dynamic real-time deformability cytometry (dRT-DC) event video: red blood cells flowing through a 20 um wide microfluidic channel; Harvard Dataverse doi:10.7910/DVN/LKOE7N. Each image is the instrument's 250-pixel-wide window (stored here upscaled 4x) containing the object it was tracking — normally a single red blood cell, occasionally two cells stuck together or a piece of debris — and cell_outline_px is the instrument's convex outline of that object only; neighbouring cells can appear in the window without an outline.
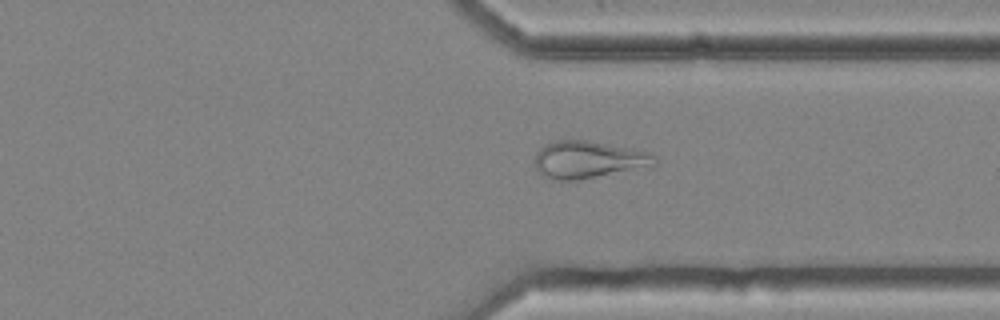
{"species": "common noctule bat (a hibernating species)", "species_latin": "Nyctalus noctula", "temperature_condition": "cold", "stored_images_in_passage": 47, "camera_frame_rate_fps": 3000, "um_per_image_px": 0.085, "animal": {"sex": "female", "body_mass_g": 25.1}, "frame": {"image": 1, "passage_image": 34, "time_ms": 11.0, "image_size_px": [1000, 320], "cell_outline_px": [[656, 164], [652, 168], [576, 180], [552, 180], [540, 172], [536, 168], [536, 152], [544, 144], [556, 140], [584, 140], [636, 148], [652, 152], [656, 156]], "centroid_in_image_um": [50.12, 13.57], "position_along_channel_um": 361.3, "area_um2": 26.65}}
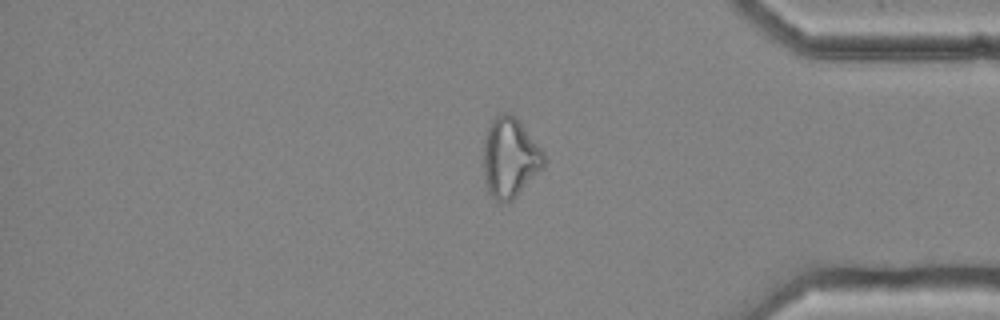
{"frame": {"image": 2, "passage_image": 38, "time_ms": 12.333, "image_size_px": [1000, 320], "cell_outline_px": [[544, 164], [516, 196], [512, 200], [504, 204], [496, 200], [488, 192], [484, 176], [484, 140], [488, 128], [492, 120], [500, 112], [508, 112], [524, 128], [544, 152]], "centroid_in_image_um": [43.31, 13.42], "position_along_channel_um": 391.9, "area_um2": 27.4}, "authors_computed_cell_mechanics": {"area_um2": 27.5706, "velocity_mm_per_s": 3.6837, "shape_relaxation_time_tau1_ms": null, "shape_relaxation_time_tau2_ms": 2.7667, "deformation_change_tau1": null, "deformation_change_tau2": 0.1024}}